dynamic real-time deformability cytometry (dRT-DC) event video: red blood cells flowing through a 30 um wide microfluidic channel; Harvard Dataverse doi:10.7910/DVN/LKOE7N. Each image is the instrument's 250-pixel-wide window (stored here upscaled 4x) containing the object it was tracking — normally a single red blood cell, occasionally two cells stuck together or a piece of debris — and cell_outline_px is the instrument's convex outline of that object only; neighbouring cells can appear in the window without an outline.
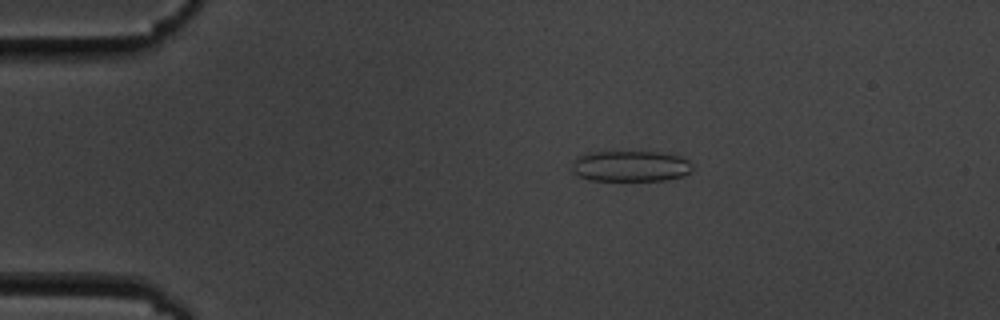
{"species": "common noctule bat (a hibernating species)", "species_latin": "Nyctalus noctula", "temperature_condition": "cold", "stored_images_in_passage": 6, "camera_frame_rate_fps": 3000, "um_per_image_px": 0.085, "animal": {"sex": "male", "body_mass_g": 19.5, "forearm_length_mm": 54.6}, "frame": {"image": 1, "passage_image": 3, "time_ms": 3.333, "image_size_px": [1000, 320], "cell_outline_px": [[692, 168], [684, 176], [668, 180], [588, 180], [572, 172], [572, 160], [576, 156], [588, 152], [656, 152], [680, 156], [688, 160], [692, 164]], "centroid_in_image_um": [53.56, 14.12], "position_along_channel_um": 31.4, "area_um2": 21.79}}